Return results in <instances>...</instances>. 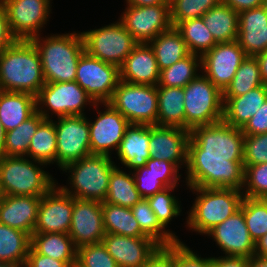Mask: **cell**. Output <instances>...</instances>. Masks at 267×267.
I'll return each mask as SVG.
<instances>
[{"label": "cell", "instance_id": "obj_1", "mask_svg": "<svg viewBox=\"0 0 267 267\" xmlns=\"http://www.w3.org/2000/svg\"><path fill=\"white\" fill-rule=\"evenodd\" d=\"M244 134L226 122L190 130L186 185L242 190Z\"/></svg>", "mask_w": 267, "mask_h": 267}, {"label": "cell", "instance_id": "obj_2", "mask_svg": "<svg viewBox=\"0 0 267 267\" xmlns=\"http://www.w3.org/2000/svg\"><path fill=\"white\" fill-rule=\"evenodd\" d=\"M45 83L40 54L32 41L17 40L0 53V90L36 97Z\"/></svg>", "mask_w": 267, "mask_h": 267}, {"label": "cell", "instance_id": "obj_3", "mask_svg": "<svg viewBox=\"0 0 267 267\" xmlns=\"http://www.w3.org/2000/svg\"><path fill=\"white\" fill-rule=\"evenodd\" d=\"M31 41L40 54L46 83L75 81L78 60L85 52L82 33L55 34L44 40L39 35Z\"/></svg>", "mask_w": 267, "mask_h": 267}, {"label": "cell", "instance_id": "obj_4", "mask_svg": "<svg viewBox=\"0 0 267 267\" xmlns=\"http://www.w3.org/2000/svg\"><path fill=\"white\" fill-rule=\"evenodd\" d=\"M197 197L187 217V227L200 234H206L214 226L232 216L243 199L242 190L234 188L189 187Z\"/></svg>", "mask_w": 267, "mask_h": 267}, {"label": "cell", "instance_id": "obj_5", "mask_svg": "<svg viewBox=\"0 0 267 267\" xmlns=\"http://www.w3.org/2000/svg\"><path fill=\"white\" fill-rule=\"evenodd\" d=\"M43 165L47 164L28 157H1L0 190L2 195H45L56 184V181L47 171L42 170Z\"/></svg>", "mask_w": 267, "mask_h": 267}, {"label": "cell", "instance_id": "obj_6", "mask_svg": "<svg viewBox=\"0 0 267 267\" xmlns=\"http://www.w3.org/2000/svg\"><path fill=\"white\" fill-rule=\"evenodd\" d=\"M116 167L112 157L91 154L69 163L61 169L65 172L68 170V173L71 174L68 177L71 188L66 185L60 186V188L77 199L104 202L111 172Z\"/></svg>", "mask_w": 267, "mask_h": 267}, {"label": "cell", "instance_id": "obj_7", "mask_svg": "<svg viewBox=\"0 0 267 267\" xmlns=\"http://www.w3.org/2000/svg\"><path fill=\"white\" fill-rule=\"evenodd\" d=\"M202 74L184 87L185 129L189 131L223 119V92Z\"/></svg>", "mask_w": 267, "mask_h": 267}, {"label": "cell", "instance_id": "obj_8", "mask_svg": "<svg viewBox=\"0 0 267 267\" xmlns=\"http://www.w3.org/2000/svg\"><path fill=\"white\" fill-rule=\"evenodd\" d=\"M109 103L130 124L156 125L158 115L157 86L119 81Z\"/></svg>", "mask_w": 267, "mask_h": 267}, {"label": "cell", "instance_id": "obj_9", "mask_svg": "<svg viewBox=\"0 0 267 267\" xmlns=\"http://www.w3.org/2000/svg\"><path fill=\"white\" fill-rule=\"evenodd\" d=\"M98 29L81 32L85 51L105 63L121 67L138 44L120 20Z\"/></svg>", "mask_w": 267, "mask_h": 267}, {"label": "cell", "instance_id": "obj_10", "mask_svg": "<svg viewBox=\"0 0 267 267\" xmlns=\"http://www.w3.org/2000/svg\"><path fill=\"white\" fill-rule=\"evenodd\" d=\"M87 102L92 103L96 110L100 104L95 103L76 81L45 83L36 96V111L45 119H51L48 110L58 117L85 115L83 111Z\"/></svg>", "mask_w": 267, "mask_h": 267}, {"label": "cell", "instance_id": "obj_11", "mask_svg": "<svg viewBox=\"0 0 267 267\" xmlns=\"http://www.w3.org/2000/svg\"><path fill=\"white\" fill-rule=\"evenodd\" d=\"M54 122L57 139L56 164L60 169L91 155L89 123L86 115L58 117Z\"/></svg>", "mask_w": 267, "mask_h": 267}, {"label": "cell", "instance_id": "obj_12", "mask_svg": "<svg viewBox=\"0 0 267 267\" xmlns=\"http://www.w3.org/2000/svg\"><path fill=\"white\" fill-rule=\"evenodd\" d=\"M75 81L95 103H106L117 88L120 71L117 66L92 57L85 51L78 60Z\"/></svg>", "mask_w": 267, "mask_h": 267}, {"label": "cell", "instance_id": "obj_13", "mask_svg": "<svg viewBox=\"0 0 267 267\" xmlns=\"http://www.w3.org/2000/svg\"><path fill=\"white\" fill-rule=\"evenodd\" d=\"M5 6L10 30L17 40L38 37L50 15V0H0Z\"/></svg>", "mask_w": 267, "mask_h": 267}, {"label": "cell", "instance_id": "obj_14", "mask_svg": "<svg viewBox=\"0 0 267 267\" xmlns=\"http://www.w3.org/2000/svg\"><path fill=\"white\" fill-rule=\"evenodd\" d=\"M120 21L137 43H149L172 27L170 4L127 5Z\"/></svg>", "mask_w": 267, "mask_h": 267}, {"label": "cell", "instance_id": "obj_15", "mask_svg": "<svg viewBox=\"0 0 267 267\" xmlns=\"http://www.w3.org/2000/svg\"><path fill=\"white\" fill-rule=\"evenodd\" d=\"M246 57L237 41L217 43L201 56V73L223 92Z\"/></svg>", "mask_w": 267, "mask_h": 267}, {"label": "cell", "instance_id": "obj_16", "mask_svg": "<svg viewBox=\"0 0 267 267\" xmlns=\"http://www.w3.org/2000/svg\"><path fill=\"white\" fill-rule=\"evenodd\" d=\"M101 104L106 106L105 111L97 112L98 117L94 122L88 119L90 149L92 155L111 157V151L118 150L130 122L109 102Z\"/></svg>", "mask_w": 267, "mask_h": 267}, {"label": "cell", "instance_id": "obj_17", "mask_svg": "<svg viewBox=\"0 0 267 267\" xmlns=\"http://www.w3.org/2000/svg\"><path fill=\"white\" fill-rule=\"evenodd\" d=\"M57 184L41 196L33 233L68 234L70 231L73 196L64 192Z\"/></svg>", "mask_w": 267, "mask_h": 267}, {"label": "cell", "instance_id": "obj_18", "mask_svg": "<svg viewBox=\"0 0 267 267\" xmlns=\"http://www.w3.org/2000/svg\"><path fill=\"white\" fill-rule=\"evenodd\" d=\"M69 236L78 249L84 245L102 242L105 236L102 202L73 197Z\"/></svg>", "mask_w": 267, "mask_h": 267}, {"label": "cell", "instance_id": "obj_19", "mask_svg": "<svg viewBox=\"0 0 267 267\" xmlns=\"http://www.w3.org/2000/svg\"><path fill=\"white\" fill-rule=\"evenodd\" d=\"M206 235L212 237L225 256H254L255 242L249 235L246 221L241 209L222 223L214 226Z\"/></svg>", "mask_w": 267, "mask_h": 267}, {"label": "cell", "instance_id": "obj_20", "mask_svg": "<svg viewBox=\"0 0 267 267\" xmlns=\"http://www.w3.org/2000/svg\"><path fill=\"white\" fill-rule=\"evenodd\" d=\"M190 131L173 126L150 125L151 158L172 162L178 169L187 167Z\"/></svg>", "mask_w": 267, "mask_h": 267}, {"label": "cell", "instance_id": "obj_21", "mask_svg": "<svg viewBox=\"0 0 267 267\" xmlns=\"http://www.w3.org/2000/svg\"><path fill=\"white\" fill-rule=\"evenodd\" d=\"M118 267H143L160 247L150 237H129L105 233L102 239Z\"/></svg>", "mask_w": 267, "mask_h": 267}, {"label": "cell", "instance_id": "obj_22", "mask_svg": "<svg viewBox=\"0 0 267 267\" xmlns=\"http://www.w3.org/2000/svg\"><path fill=\"white\" fill-rule=\"evenodd\" d=\"M236 41L247 56L267 50V5L238 13Z\"/></svg>", "mask_w": 267, "mask_h": 267}, {"label": "cell", "instance_id": "obj_23", "mask_svg": "<svg viewBox=\"0 0 267 267\" xmlns=\"http://www.w3.org/2000/svg\"><path fill=\"white\" fill-rule=\"evenodd\" d=\"M120 80L132 84L157 86L160 70L148 43H138L119 68Z\"/></svg>", "mask_w": 267, "mask_h": 267}, {"label": "cell", "instance_id": "obj_24", "mask_svg": "<svg viewBox=\"0 0 267 267\" xmlns=\"http://www.w3.org/2000/svg\"><path fill=\"white\" fill-rule=\"evenodd\" d=\"M41 196L2 195L0 223L33 234Z\"/></svg>", "mask_w": 267, "mask_h": 267}, {"label": "cell", "instance_id": "obj_25", "mask_svg": "<svg viewBox=\"0 0 267 267\" xmlns=\"http://www.w3.org/2000/svg\"><path fill=\"white\" fill-rule=\"evenodd\" d=\"M150 125L130 124L117 150L123 166L134 170L145 166L150 156Z\"/></svg>", "mask_w": 267, "mask_h": 267}, {"label": "cell", "instance_id": "obj_26", "mask_svg": "<svg viewBox=\"0 0 267 267\" xmlns=\"http://www.w3.org/2000/svg\"><path fill=\"white\" fill-rule=\"evenodd\" d=\"M267 100V84L236 97H223V121L242 129Z\"/></svg>", "mask_w": 267, "mask_h": 267}, {"label": "cell", "instance_id": "obj_27", "mask_svg": "<svg viewBox=\"0 0 267 267\" xmlns=\"http://www.w3.org/2000/svg\"><path fill=\"white\" fill-rule=\"evenodd\" d=\"M35 112V96L28 93L0 91V121L5 132L18 127Z\"/></svg>", "mask_w": 267, "mask_h": 267}, {"label": "cell", "instance_id": "obj_28", "mask_svg": "<svg viewBox=\"0 0 267 267\" xmlns=\"http://www.w3.org/2000/svg\"><path fill=\"white\" fill-rule=\"evenodd\" d=\"M30 246L29 234L0 223V265L24 267Z\"/></svg>", "mask_w": 267, "mask_h": 267}, {"label": "cell", "instance_id": "obj_29", "mask_svg": "<svg viewBox=\"0 0 267 267\" xmlns=\"http://www.w3.org/2000/svg\"><path fill=\"white\" fill-rule=\"evenodd\" d=\"M156 125L185 129L184 88L157 86Z\"/></svg>", "mask_w": 267, "mask_h": 267}, {"label": "cell", "instance_id": "obj_30", "mask_svg": "<svg viewBox=\"0 0 267 267\" xmlns=\"http://www.w3.org/2000/svg\"><path fill=\"white\" fill-rule=\"evenodd\" d=\"M155 55L159 70H164L190 54L179 30L172 26L148 43Z\"/></svg>", "mask_w": 267, "mask_h": 267}, {"label": "cell", "instance_id": "obj_31", "mask_svg": "<svg viewBox=\"0 0 267 267\" xmlns=\"http://www.w3.org/2000/svg\"><path fill=\"white\" fill-rule=\"evenodd\" d=\"M202 19L216 43L236 41L238 37V13L220 2L209 9Z\"/></svg>", "mask_w": 267, "mask_h": 267}, {"label": "cell", "instance_id": "obj_32", "mask_svg": "<svg viewBox=\"0 0 267 267\" xmlns=\"http://www.w3.org/2000/svg\"><path fill=\"white\" fill-rule=\"evenodd\" d=\"M30 247L38 254L59 261L77 262V248L69 234L33 233Z\"/></svg>", "mask_w": 267, "mask_h": 267}, {"label": "cell", "instance_id": "obj_33", "mask_svg": "<svg viewBox=\"0 0 267 267\" xmlns=\"http://www.w3.org/2000/svg\"><path fill=\"white\" fill-rule=\"evenodd\" d=\"M105 233L129 237H148L140 229L131 209L102 202Z\"/></svg>", "mask_w": 267, "mask_h": 267}, {"label": "cell", "instance_id": "obj_34", "mask_svg": "<svg viewBox=\"0 0 267 267\" xmlns=\"http://www.w3.org/2000/svg\"><path fill=\"white\" fill-rule=\"evenodd\" d=\"M142 199L136 189L132 171L127 174L116 167L109 178V188L104 202L122 207L132 208Z\"/></svg>", "mask_w": 267, "mask_h": 267}, {"label": "cell", "instance_id": "obj_35", "mask_svg": "<svg viewBox=\"0 0 267 267\" xmlns=\"http://www.w3.org/2000/svg\"><path fill=\"white\" fill-rule=\"evenodd\" d=\"M130 209L139 223L141 231L160 246H169L179 240L178 236L160 224L147 199L142 198Z\"/></svg>", "mask_w": 267, "mask_h": 267}, {"label": "cell", "instance_id": "obj_36", "mask_svg": "<svg viewBox=\"0 0 267 267\" xmlns=\"http://www.w3.org/2000/svg\"><path fill=\"white\" fill-rule=\"evenodd\" d=\"M45 120L35 112L18 127L5 133L4 156L28 157L31 138L36 133L38 126Z\"/></svg>", "mask_w": 267, "mask_h": 267}, {"label": "cell", "instance_id": "obj_37", "mask_svg": "<svg viewBox=\"0 0 267 267\" xmlns=\"http://www.w3.org/2000/svg\"><path fill=\"white\" fill-rule=\"evenodd\" d=\"M57 139L54 121L45 119L31 138L28 158L45 164L56 163Z\"/></svg>", "mask_w": 267, "mask_h": 267}, {"label": "cell", "instance_id": "obj_38", "mask_svg": "<svg viewBox=\"0 0 267 267\" xmlns=\"http://www.w3.org/2000/svg\"><path fill=\"white\" fill-rule=\"evenodd\" d=\"M199 67L201 69V56L190 53L170 67L161 70L157 86L184 88L199 75L197 73Z\"/></svg>", "mask_w": 267, "mask_h": 267}, {"label": "cell", "instance_id": "obj_39", "mask_svg": "<svg viewBox=\"0 0 267 267\" xmlns=\"http://www.w3.org/2000/svg\"><path fill=\"white\" fill-rule=\"evenodd\" d=\"M264 82L255 56H247L236 71L233 80L223 91V97H236L246 94Z\"/></svg>", "mask_w": 267, "mask_h": 267}, {"label": "cell", "instance_id": "obj_40", "mask_svg": "<svg viewBox=\"0 0 267 267\" xmlns=\"http://www.w3.org/2000/svg\"><path fill=\"white\" fill-rule=\"evenodd\" d=\"M176 28L181 33L190 53L202 56L217 44L202 17L184 20Z\"/></svg>", "mask_w": 267, "mask_h": 267}, {"label": "cell", "instance_id": "obj_41", "mask_svg": "<svg viewBox=\"0 0 267 267\" xmlns=\"http://www.w3.org/2000/svg\"><path fill=\"white\" fill-rule=\"evenodd\" d=\"M240 209L254 242L267 234V208L259 198L243 197Z\"/></svg>", "mask_w": 267, "mask_h": 267}, {"label": "cell", "instance_id": "obj_42", "mask_svg": "<svg viewBox=\"0 0 267 267\" xmlns=\"http://www.w3.org/2000/svg\"><path fill=\"white\" fill-rule=\"evenodd\" d=\"M222 0H169L172 26L184 20L201 18L209 9Z\"/></svg>", "mask_w": 267, "mask_h": 267}, {"label": "cell", "instance_id": "obj_43", "mask_svg": "<svg viewBox=\"0 0 267 267\" xmlns=\"http://www.w3.org/2000/svg\"><path fill=\"white\" fill-rule=\"evenodd\" d=\"M174 188L176 187H167L146 198L157 220L165 229L172 218L180 215L182 211L178 199L170 192Z\"/></svg>", "mask_w": 267, "mask_h": 267}, {"label": "cell", "instance_id": "obj_44", "mask_svg": "<svg viewBox=\"0 0 267 267\" xmlns=\"http://www.w3.org/2000/svg\"><path fill=\"white\" fill-rule=\"evenodd\" d=\"M76 263L80 267H118L102 242L79 247Z\"/></svg>", "mask_w": 267, "mask_h": 267}, {"label": "cell", "instance_id": "obj_45", "mask_svg": "<svg viewBox=\"0 0 267 267\" xmlns=\"http://www.w3.org/2000/svg\"><path fill=\"white\" fill-rule=\"evenodd\" d=\"M242 190L243 196L250 198H260L267 194V162L244 167Z\"/></svg>", "mask_w": 267, "mask_h": 267}, {"label": "cell", "instance_id": "obj_46", "mask_svg": "<svg viewBox=\"0 0 267 267\" xmlns=\"http://www.w3.org/2000/svg\"><path fill=\"white\" fill-rule=\"evenodd\" d=\"M267 162V133L244 135L243 166Z\"/></svg>", "mask_w": 267, "mask_h": 267}, {"label": "cell", "instance_id": "obj_47", "mask_svg": "<svg viewBox=\"0 0 267 267\" xmlns=\"http://www.w3.org/2000/svg\"><path fill=\"white\" fill-rule=\"evenodd\" d=\"M132 174L134 176L136 189L139 191L142 198L146 199L167 188L146 165L134 169Z\"/></svg>", "mask_w": 267, "mask_h": 267}, {"label": "cell", "instance_id": "obj_48", "mask_svg": "<svg viewBox=\"0 0 267 267\" xmlns=\"http://www.w3.org/2000/svg\"><path fill=\"white\" fill-rule=\"evenodd\" d=\"M146 166L166 187H176L179 184L181 175L172 162L149 158Z\"/></svg>", "mask_w": 267, "mask_h": 267}, {"label": "cell", "instance_id": "obj_49", "mask_svg": "<svg viewBox=\"0 0 267 267\" xmlns=\"http://www.w3.org/2000/svg\"><path fill=\"white\" fill-rule=\"evenodd\" d=\"M177 265L178 267H213V257L201 258L183 242L177 240Z\"/></svg>", "mask_w": 267, "mask_h": 267}, {"label": "cell", "instance_id": "obj_50", "mask_svg": "<svg viewBox=\"0 0 267 267\" xmlns=\"http://www.w3.org/2000/svg\"><path fill=\"white\" fill-rule=\"evenodd\" d=\"M143 267H178L177 241L169 246H160Z\"/></svg>", "mask_w": 267, "mask_h": 267}, {"label": "cell", "instance_id": "obj_51", "mask_svg": "<svg viewBox=\"0 0 267 267\" xmlns=\"http://www.w3.org/2000/svg\"><path fill=\"white\" fill-rule=\"evenodd\" d=\"M241 130L244 135L267 133V100Z\"/></svg>", "mask_w": 267, "mask_h": 267}, {"label": "cell", "instance_id": "obj_52", "mask_svg": "<svg viewBox=\"0 0 267 267\" xmlns=\"http://www.w3.org/2000/svg\"><path fill=\"white\" fill-rule=\"evenodd\" d=\"M76 262L59 261L36 253L31 247L24 267H72Z\"/></svg>", "mask_w": 267, "mask_h": 267}, {"label": "cell", "instance_id": "obj_53", "mask_svg": "<svg viewBox=\"0 0 267 267\" xmlns=\"http://www.w3.org/2000/svg\"><path fill=\"white\" fill-rule=\"evenodd\" d=\"M16 41L17 39L10 30L6 8L0 1V53Z\"/></svg>", "mask_w": 267, "mask_h": 267}, {"label": "cell", "instance_id": "obj_54", "mask_svg": "<svg viewBox=\"0 0 267 267\" xmlns=\"http://www.w3.org/2000/svg\"><path fill=\"white\" fill-rule=\"evenodd\" d=\"M250 258L221 256L213 257V267H249Z\"/></svg>", "mask_w": 267, "mask_h": 267}, {"label": "cell", "instance_id": "obj_55", "mask_svg": "<svg viewBox=\"0 0 267 267\" xmlns=\"http://www.w3.org/2000/svg\"><path fill=\"white\" fill-rule=\"evenodd\" d=\"M237 13L263 6L262 0H222Z\"/></svg>", "mask_w": 267, "mask_h": 267}, {"label": "cell", "instance_id": "obj_56", "mask_svg": "<svg viewBox=\"0 0 267 267\" xmlns=\"http://www.w3.org/2000/svg\"><path fill=\"white\" fill-rule=\"evenodd\" d=\"M264 84H267V50L255 55Z\"/></svg>", "mask_w": 267, "mask_h": 267}, {"label": "cell", "instance_id": "obj_57", "mask_svg": "<svg viewBox=\"0 0 267 267\" xmlns=\"http://www.w3.org/2000/svg\"><path fill=\"white\" fill-rule=\"evenodd\" d=\"M254 255L267 258V234L255 242Z\"/></svg>", "mask_w": 267, "mask_h": 267}, {"label": "cell", "instance_id": "obj_58", "mask_svg": "<svg viewBox=\"0 0 267 267\" xmlns=\"http://www.w3.org/2000/svg\"><path fill=\"white\" fill-rule=\"evenodd\" d=\"M127 5L151 6L156 4H170L169 0H126Z\"/></svg>", "mask_w": 267, "mask_h": 267}, {"label": "cell", "instance_id": "obj_59", "mask_svg": "<svg viewBox=\"0 0 267 267\" xmlns=\"http://www.w3.org/2000/svg\"><path fill=\"white\" fill-rule=\"evenodd\" d=\"M249 267H267V258L254 255L250 258Z\"/></svg>", "mask_w": 267, "mask_h": 267}, {"label": "cell", "instance_id": "obj_60", "mask_svg": "<svg viewBox=\"0 0 267 267\" xmlns=\"http://www.w3.org/2000/svg\"><path fill=\"white\" fill-rule=\"evenodd\" d=\"M5 130L0 121V158L4 156Z\"/></svg>", "mask_w": 267, "mask_h": 267}, {"label": "cell", "instance_id": "obj_61", "mask_svg": "<svg viewBox=\"0 0 267 267\" xmlns=\"http://www.w3.org/2000/svg\"><path fill=\"white\" fill-rule=\"evenodd\" d=\"M259 199L264 203L267 208V194L261 196Z\"/></svg>", "mask_w": 267, "mask_h": 267}, {"label": "cell", "instance_id": "obj_62", "mask_svg": "<svg viewBox=\"0 0 267 267\" xmlns=\"http://www.w3.org/2000/svg\"><path fill=\"white\" fill-rule=\"evenodd\" d=\"M264 5H267V0H262Z\"/></svg>", "mask_w": 267, "mask_h": 267}, {"label": "cell", "instance_id": "obj_63", "mask_svg": "<svg viewBox=\"0 0 267 267\" xmlns=\"http://www.w3.org/2000/svg\"><path fill=\"white\" fill-rule=\"evenodd\" d=\"M72 267H80L77 263H75Z\"/></svg>", "mask_w": 267, "mask_h": 267}]
</instances>
